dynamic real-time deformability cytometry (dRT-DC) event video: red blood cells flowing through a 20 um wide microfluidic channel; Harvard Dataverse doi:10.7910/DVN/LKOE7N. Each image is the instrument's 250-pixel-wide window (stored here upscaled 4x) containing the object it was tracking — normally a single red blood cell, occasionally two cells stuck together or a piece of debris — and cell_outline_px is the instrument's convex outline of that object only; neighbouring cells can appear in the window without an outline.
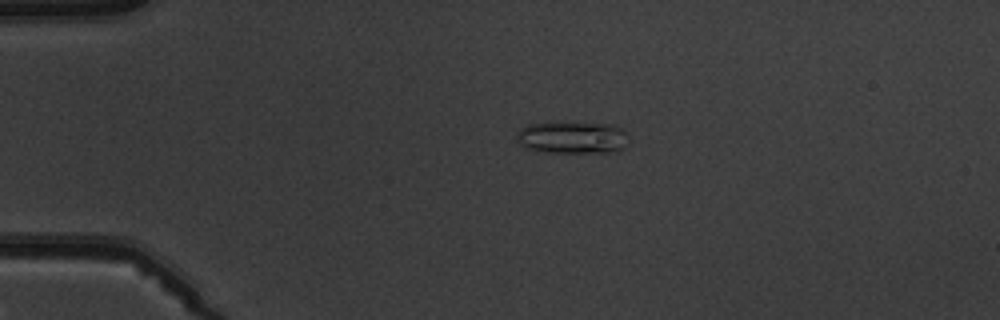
{"species": "common noctule bat (a hibernating species)", "species_latin": "Nyctalus noctula", "temperature_condition": "warm", "stored_images_in_passage": 2, "camera_frame_rate_fps": 3000, "um_per_image_px": 0.085, "animal": {"sex": "male", "body_mass_g": 19.5, "forearm_length_mm": 54.6}, "frame": {"image": 1, "passage_image": 1, "time_ms": 0.0, "image_size_px": [1000, 320], "cell_outline_px": [[624, 148], [620, 152], [548, 152], [528, 148], [520, 144], [516, 140], [516, 132], [520, 128], [528, 124], [616, 124], [624, 128]], "centroid_in_image_um": [48.64, 11.71], "position_along_channel_um": 36.4, "area_um2": 20.46}}